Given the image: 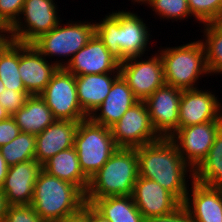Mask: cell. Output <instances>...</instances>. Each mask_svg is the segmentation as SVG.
<instances>
[{
    "label": "cell",
    "mask_w": 222,
    "mask_h": 222,
    "mask_svg": "<svg viewBox=\"0 0 222 222\" xmlns=\"http://www.w3.org/2000/svg\"><path fill=\"white\" fill-rule=\"evenodd\" d=\"M137 156L139 176L154 180L183 203L190 186L188 182L194 179V170L183 160L175 143L161 137L138 147Z\"/></svg>",
    "instance_id": "obj_1"
},
{
    "label": "cell",
    "mask_w": 222,
    "mask_h": 222,
    "mask_svg": "<svg viewBox=\"0 0 222 222\" xmlns=\"http://www.w3.org/2000/svg\"><path fill=\"white\" fill-rule=\"evenodd\" d=\"M134 11L108 12L99 22L95 21V33L109 52L121 63L128 58L144 56L152 47L151 30Z\"/></svg>",
    "instance_id": "obj_2"
},
{
    "label": "cell",
    "mask_w": 222,
    "mask_h": 222,
    "mask_svg": "<svg viewBox=\"0 0 222 222\" xmlns=\"http://www.w3.org/2000/svg\"><path fill=\"white\" fill-rule=\"evenodd\" d=\"M139 177L137 148H117L89 182L86 202L109 196H132Z\"/></svg>",
    "instance_id": "obj_3"
},
{
    "label": "cell",
    "mask_w": 222,
    "mask_h": 222,
    "mask_svg": "<svg viewBox=\"0 0 222 222\" xmlns=\"http://www.w3.org/2000/svg\"><path fill=\"white\" fill-rule=\"evenodd\" d=\"M85 203V194L77 186L42 169L30 205L45 222H55L77 214Z\"/></svg>",
    "instance_id": "obj_4"
},
{
    "label": "cell",
    "mask_w": 222,
    "mask_h": 222,
    "mask_svg": "<svg viewBox=\"0 0 222 222\" xmlns=\"http://www.w3.org/2000/svg\"><path fill=\"white\" fill-rule=\"evenodd\" d=\"M160 47L158 52L163 64L165 84L181 90L197 89L200 79L211 76L201 38L180 46Z\"/></svg>",
    "instance_id": "obj_5"
},
{
    "label": "cell",
    "mask_w": 222,
    "mask_h": 222,
    "mask_svg": "<svg viewBox=\"0 0 222 222\" xmlns=\"http://www.w3.org/2000/svg\"><path fill=\"white\" fill-rule=\"evenodd\" d=\"M72 20L69 19V22L64 24L62 19L49 33L41 35L32 43L44 57L60 68H65L95 33V21L91 23L86 20ZM57 57H61V60ZM52 58H55L56 61H52Z\"/></svg>",
    "instance_id": "obj_6"
},
{
    "label": "cell",
    "mask_w": 222,
    "mask_h": 222,
    "mask_svg": "<svg viewBox=\"0 0 222 222\" xmlns=\"http://www.w3.org/2000/svg\"><path fill=\"white\" fill-rule=\"evenodd\" d=\"M74 148L83 173L90 179L118 147L114 142L111 128L97 124L88 117L78 124Z\"/></svg>",
    "instance_id": "obj_7"
},
{
    "label": "cell",
    "mask_w": 222,
    "mask_h": 222,
    "mask_svg": "<svg viewBox=\"0 0 222 222\" xmlns=\"http://www.w3.org/2000/svg\"><path fill=\"white\" fill-rule=\"evenodd\" d=\"M55 0H25L20 16L9 28L10 39L32 44L41 35L49 33L62 20ZM58 11V12H57Z\"/></svg>",
    "instance_id": "obj_8"
},
{
    "label": "cell",
    "mask_w": 222,
    "mask_h": 222,
    "mask_svg": "<svg viewBox=\"0 0 222 222\" xmlns=\"http://www.w3.org/2000/svg\"><path fill=\"white\" fill-rule=\"evenodd\" d=\"M57 120L82 121L89 116L82 110L76 88V76L59 68L40 94Z\"/></svg>",
    "instance_id": "obj_9"
},
{
    "label": "cell",
    "mask_w": 222,
    "mask_h": 222,
    "mask_svg": "<svg viewBox=\"0 0 222 222\" xmlns=\"http://www.w3.org/2000/svg\"><path fill=\"white\" fill-rule=\"evenodd\" d=\"M146 53L144 57H131L120 63V75L139 101H145L156 89L165 84L159 52L155 51L152 56H147L149 54Z\"/></svg>",
    "instance_id": "obj_10"
},
{
    "label": "cell",
    "mask_w": 222,
    "mask_h": 222,
    "mask_svg": "<svg viewBox=\"0 0 222 222\" xmlns=\"http://www.w3.org/2000/svg\"><path fill=\"white\" fill-rule=\"evenodd\" d=\"M111 132L118 148H138L161 138L152 126L144 101L132 105Z\"/></svg>",
    "instance_id": "obj_11"
},
{
    "label": "cell",
    "mask_w": 222,
    "mask_h": 222,
    "mask_svg": "<svg viewBox=\"0 0 222 222\" xmlns=\"http://www.w3.org/2000/svg\"><path fill=\"white\" fill-rule=\"evenodd\" d=\"M222 121L180 127L169 138L175 143L183 160L195 170L206 158Z\"/></svg>",
    "instance_id": "obj_12"
},
{
    "label": "cell",
    "mask_w": 222,
    "mask_h": 222,
    "mask_svg": "<svg viewBox=\"0 0 222 222\" xmlns=\"http://www.w3.org/2000/svg\"><path fill=\"white\" fill-rule=\"evenodd\" d=\"M182 90L164 84L144 102L153 128L160 137L169 138L177 129Z\"/></svg>",
    "instance_id": "obj_13"
},
{
    "label": "cell",
    "mask_w": 222,
    "mask_h": 222,
    "mask_svg": "<svg viewBox=\"0 0 222 222\" xmlns=\"http://www.w3.org/2000/svg\"><path fill=\"white\" fill-rule=\"evenodd\" d=\"M218 97L210 89L182 90L178 129L209 121H222V103Z\"/></svg>",
    "instance_id": "obj_14"
},
{
    "label": "cell",
    "mask_w": 222,
    "mask_h": 222,
    "mask_svg": "<svg viewBox=\"0 0 222 222\" xmlns=\"http://www.w3.org/2000/svg\"><path fill=\"white\" fill-rule=\"evenodd\" d=\"M132 199L145 220L171 214L182 205L160 184L140 176L133 187Z\"/></svg>",
    "instance_id": "obj_15"
},
{
    "label": "cell",
    "mask_w": 222,
    "mask_h": 222,
    "mask_svg": "<svg viewBox=\"0 0 222 222\" xmlns=\"http://www.w3.org/2000/svg\"><path fill=\"white\" fill-rule=\"evenodd\" d=\"M65 69L74 76L120 72V62L94 33L87 44L73 56Z\"/></svg>",
    "instance_id": "obj_16"
},
{
    "label": "cell",
    "mask_w": 222,
    "mask_h": 222,
    "mask_svg": "<svg viewBox=\"0 0 222 222\" xmlns=\"http://www.w3.org/2000/svg\"><path fill=\"white\" fill-rule=\"evenodd\" d=\"M59 68L54 62L47 60L32 44L19 43L18 70L30 95H40Z\"/></svg>",
    "instance_id": "obj_17"
},
{
    "label": "cell",
    "mask_w": 222,
    "mask_h": 222,
    "mask_svg": "<svg viewBox=\"0 0 222 222\" xmlns=\"http://www.w3.org/2000/svg\"><path fill=\"white\" fill-rule=\"evenodd\" d=\"M42 165L36 160L20 162L8 168L7 176L0 187L8 205H30L34 186Z\"/></svg>",
    "instance_id": "obj_18"
},
{
    "label": "cell",
    "mask_w": 222,
    "mask_h": 222,
    "mask_svg": "<svg viewBox=\"0 0 222 222\" xmlns=\"http://www.w3.org/2000/svg\"><path fill=\"white\" fill-rule=\"evenodd\" d=\"M182 205L194 222H222V187L193 179Z\"/></svg>",
    "instance_id": "obj_19"
},
{
    "label": "cell",
    "mask_w": 222,
    "mask_h": 222,
    "mask_svg": "<svg viewBox=\"0 0 222 222\" xmlns=\"http://www.w3.org/2000/svg\"><path fill=\"white\" fill-rule=\"evenodd\" d=\"M79 122L56 120L36 135L35 160L43 165L60 151L74 147V137Z\"/></svg>",
    "instance_id": "obj_20"
},
{
    "label": "cell",
    "mask_w": 222,
    "mask_h": 222,
    "mask_svg": "<svg viewBox=\"0 0 222 222\" xmlns=\"http://www.w3.org/2000/svg\"><path fill=\"white\" fill-rule=\"evenodd\" d=\"M138 101L127 82L120 75L113 82L103 103L94 110L89 118L97 124L111 128Z\"/></svg>",
    "instance_id": "obj_21"
},
{
    "label": "cell",
    "mask_w": 222,
    "mask_h": 222,
    "mask_svg": "<svg viewBox=\"0 0 222 222\" xmlns=\"http://www.w3.org/2000/svg\"><path fill=\"white\" fill-rule=\"evenodd\" d=\"M119 76L120 72L76 76L78 101L88 116L103 103Z\"/></svg>",
    "instance_id": "obj_22"
},
{
    "label": "cell",
    "mask_w": 222,
    "mask_h": 222,
    "mask_svg": "<svg viewBox=\"0 0 222 222\" xmlns=\"http://www.w3.org/2000/svg\"><path fill=\"white\" fill-rule=\"evenodd\" d=\"M42 169L60 180L77 186L86 194L90 179L83 173L74 147L60 151L48 159L42 165Z\"/></svg>",
    "instance_id": "obj_23"
},
{
    "label": "cell",
    "mask_w": 222,
    "mask_h": 222,
    "mask_svg": "<svg viewBox=\"0 0 222 222\" xmlns=\"http://www.w3.org/2000/svg\"><path fill=\"white\" fill-rule=\"evenodd\" d=\"M12 117L21 132L33 135H38L57 120L40 95H30Z\"/></svg>",
    "instance_id": "obj_24"
},
{
    "label": "cell",
    "mask_w": 222,
    "mask_h": 222,
    "mask_svg": "<svg viewBox=\"0 0 222 222\" xmlns=\"http://www.w3.org/2000/svg\"><path fill=\"white\" fill-rule=\"evenodd\" d=\"M91 205L109 222H146L132 196H109L95 199Z\"/></svg>",
    "instance_id": "obj_25"
},
{
    "label": "cell",
    "mask_w": 222,
    "mask_h": 222,
    "mask_svg": "<svg viewBox=\"0 0 222 222\" xmlns=\"http://www.w3.org/2000/svg\"><path fill=\"white\" fill-rule=\"evenodd\" d=\"M193 176L195 181L204 185L222 187V128L208 155L194 170Z\"/></svg>",
    "instance_id": "obj_26"
},
{
    "label": "cell",
    "mask_w": 222,
    "mask_h": 222,
    "mask_svg": "<svg viewBox=\"0 0 222 222\" xmlns=\"http://www.w3.org/2000/svg\"><path fill=\"white\" fill-rule=\"evenodd\" d=\"M18 68L19 42L10 40L0 50V79L6 89L26 91Z\"/></svg>",
    "instance_id": "obj_27"
},
{
    "label": "cell",
    "mask_w": 222,
    "mask_h": 222,
    "mask_svg": "<svg viewBox=\"0 0 222 222\" xmlns=\"http://www.w3.org/2000/svg\"><path fill=\"white\" fill-rule=\"evenodd\" d=\"M200 32L203 33L201 41L206 51V63L210 75L222 74V31L214 24H203Z\"/></svg>",
    "instance_id": "obj_28"
},
{
    "label": "cell",
    "mask_w": 222,
    "mask_h": 222,
    "mask_svg": "<svg viewBox=\"0 0 222 222\" xmlns=\"http://www.w3.org/2000/svg\"><path fill=\"white\" fill-rule=\"evenodd\" d=\"M36 135L20 132L11 142L0 147L1 155L7 165L35 160Z\"/></svg>",
    "instance_id": "obj_29"
},
{
    "label": "cell",
    "mask_w": 222,
    "mask_h": 222,
    "mask_svg": "<svg viewBox=\"0 0 222 222\" xmlns=\"http://www.w3.org/2000/svg\"><path fill=\"white\" fill-rule=\"evenodd\" d=\"M147 6L152 9L155 17L157 15L162 20L181 22L188 17L192 18L187 0H151Z\"/></svg>",
    "instance_id": "obj_30"
},
{
    "label": "cell",
    "mask_w": 222,
    "mask_h": 222,
    "mask_svg": "<svg viewBox=\"0 0 222 222\" xmlns=\"http://www.w3.org/2000/svg\"><path fill=\"white\" fill-rule=\"evenodd\" d=\"M192 17L199 24L214 23L222 18V0H187Z\"/></svg>",
    "instance_id": "obj_31"
},
{
    "label": "cell",
    "mask_w": 222,
    "mask_h": 222,
    "mask_svg": "<svg viewBox=\"0 0 222 222\" xmlns=\"http://www.w3.org/2000/svg\"><path fill=\"white\" fill-rule=\"evenodd\" d=\"M4 222H45L31 205L8 206Z\"/></svg>",
    "instance_id": "obj_32"
},
{
    "label": "cell",
    "mask_w": 222,
    "mask_h": 222,
    "mask_svg": "<svg viewBox=\"0 0 222 222\" xmlns=\"http://www.w3.org/2000/svg\"><path fill=\"white\" fill-rule=\"evenodd\" d=\"M29 96L30 94L27 91H14L5 88L0 94V104L12 116L25 105Z\"/></svg>",
    "instance_id": "obj_33"
},
{
    "label": "cell",
    "mask_w": 222,
    "mask_h": 222,
    "mask_svg": "<svg viewBox=\"0 0 222 222\" xmlns=\"http://www.w3.org/2000/svg\"><path fill=\"white\" fill-rule=\"evenodd\" d=\"M25 0H0V24L10 28L21 14Z\"/></svg>",
    "instance_id": "obj_34"
},
{
    "label": "cell",
    "mask_w": 222,
    "mask_h": 222,
    "mask_svg": "<svg viewBox=\"0 0 222 222\" xmlns=\"http://www.w3.org/2000/svg\"><path fill=\"white\" fill-rule=\"evenodd\" d=\"M20 132L21 130L12 116L0 121V147L11 142Z\"/></svg>",
    "instance_id": "obj_35"
},
{
    "label": "cell",
    "mask_w": 222,
    "mask_h": 222,
    "mask_svg": "<svg viewBox=\"0 0 222 222\" xmlns=\"http://www.w3.org/2000/svg\"><path fill=\"white\" fill-rule=\"evenodd\" d=\"M146 222H194V221L192 220L190 214L185 209V207L181 205L177 210H175L171 214L165 216L153 217L149 220H146Z\"/></svg>",
    "instance_id": "obj_36"
},
{
    "label": "cell",
    "mask_w": 222,
    "mask_h": 222,
    "mask_svg": "<svg viewBox=\"0 0 222 222\" xmlns=\"http://www.w3.org/2000/svg\"><path fill=\"white\" fill-rule=\"evenodd\" d=\"M85 218L87 222H109L107 218L87 202L85 203Z\"/></svg>",
    "instance_id": "obj_37"
},
{
    "label": "cell",
    "mask_w": 222,
    "mask_h": 222,
    "mask_svg": "<svg viewBox=\"0 0 222 222\" xmlns=\"http://www.w3.org/2000/svg\"><path fill=\"white\" fill-rule=\"evenodd\" d=\"M55 222H87V219L85 218V204L82 207V210L77 214L63 218Z\"/></svg>",
    "instance_id": "obj_38"
},
{
    "label": "cell",
    "mask_w": 222,
    "mask_h": 222,
    "mask_svg": "<svg viewBox=\"0 0 222 222\" xmlns=\"http://www.w3.org/2000/svg\"><path fill=\"white\" fill-rule=\"evenodd\" d=\"M9 28L0 24V50L10 41Z\"/></svg>",
    "instance_id": "obj_39"
},
{
    "label": "cell",
    "mask_w": 222,
    "mask_h": 222,
    "mask_svg": "<svg viewBox=\"0 0 222 222\" xmlns=\"http://www.w3.org/2000/svg\"><path fill=\"white\" fill-rule=\"evenodd\" d=\"M8 206L9 205L6 200V197L2 193L1 188H0V222H4Z\"/></svg>",
    "instance_id": "obj_40"
},
{
    "label": "cell",
    "mask_w": 222,
    "mask_h": 222,
    "mask_svg": "<svg viewBox=\"0 0 222 222\" xmlns=\"http://www.w3.org/2000/svg\"><path fill=\"white\" fill-rule=\"evenodd\" d=\"M9 166L0 152V187L3 185L5 177L7 176Z\"/></svg>",
    "instance_id": "obj_41"
},
{
    "label": "cell",
    "mask_w": 222,
    "mask_h": 222,
    "mask_svg": "<svg viewBox=\"0 0 222 222\" xmlns=\"http://www.w3.org/2000/svg\"><path fill=\"white\" fill-rule=\"evenodd\" d=\"M9 116L10 114L0 104V121L7 119Z\"/></svg>",
    "instance_id": "obj_42"
},
{
    "label": "cell",
    "mask_w": 222,
    "mask_h": 222,
    "mask_svg": "<svg viewBox=\"0 0 222 222\" xmlns=\"http://www.w3.org/2000/svg\"><path fill=\"white\" fill-rule=\"evenodd\" d=\"M128 1H130V0H128ZM131 2H133L134 5L136 3L138 5L140 4L141 6L142 5L147 6L151 2V0H131Z\"/></svg>",
    "instance_id": "obj_43"
},
{
    "label": "cell",
    "mask_w": 222,
    "mask_h": 222,
    "mask_svg": "<svg viewBox=\"0 0 222 222\" xmlns=\"http://www.w3.org/2000/svg\"><path fill=\"white\" fill-rule=\"evenodd\" d=\"M214 24L222 31V18L218 19Z\"/></svg>",
    "instance_id": "obj_44"
},
{
    "label": "cell",
    "mask_w": 222,
    "mask_h": 222,
    "mask_svg": "<svg viewBox=\"0 0 222 222\" xmlns=\"http://www.w3.org/2000/svg\"><path fill=\"white\" fill-rule=\"evenodd\" d=\"M4 89H5V86L0 79V94L4 91Z\"/></svg>",
    "instance_id": "obj_45"
}]
</instances>
